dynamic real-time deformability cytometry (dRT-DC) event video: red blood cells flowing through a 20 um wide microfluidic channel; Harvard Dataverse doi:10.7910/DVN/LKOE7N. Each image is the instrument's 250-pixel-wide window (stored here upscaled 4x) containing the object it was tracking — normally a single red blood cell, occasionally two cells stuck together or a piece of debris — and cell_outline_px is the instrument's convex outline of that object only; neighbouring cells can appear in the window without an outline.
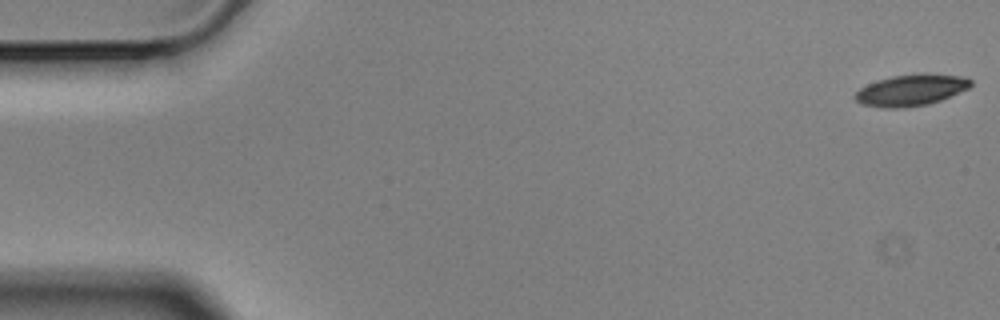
{"species": "Egyptian fruit bat (a non-hibernating species)", "species_latin": "Rousettus aegyptiacus", "temperature_condition": "cold", "stored_images_in_passage": 57, "camera_frame_rate_fps": 3000, "um_per_image_px": 0.085, "animal": {"sex": "male"}, "frame": {"image": 1, "passage_image": 1, "time_ms": 0.0, "image_size_px": [1000, 320], "cell_outline_px": [[972, 84], [968, 88], [940, 100], [928, 104], [896, 108], [884, 108], [860, 104], [852, 96], [860, 88], [868, 84], [892, 76], [924, 72], [960, 76], [972, 80]], "centroid_in_image_um": [77.42, 7.65], "position_along_channel_um": 7.6, "area_um2": 21.1}}
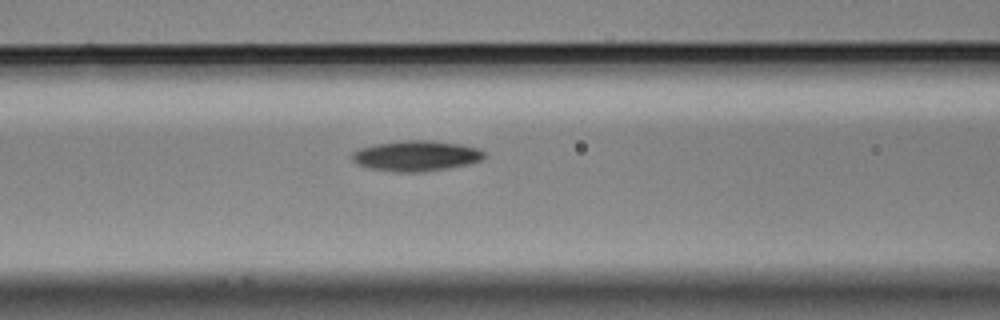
{"frame": {"image": 2, "passage_image": 23, "time_ms": 7.333, "image_size_px": [1000, 320], "cell_outline_px": [[484, 160], [468, 164], [448, 168], [424, 172], [396, 172], [368, 168], [356, 164], [352, 160], [352, 152], [360, 148], [376, 144], [404, 140], [428, 140], [460, 144], [476, 148], [484, 152]], "centroid_in_image_um": [35.36, 13.25], "position_along_channel_um": 131.2, "area_um2": 23.52}}
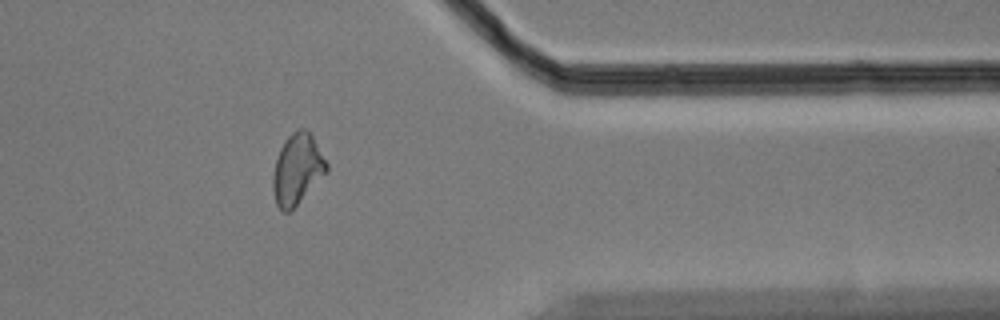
{"frame": {"image": 3, "passage_image": 46, "time_ms": 15.0, "image_size_px": [1000, 320], "cell_outline_px": [[328, 172], [288, 212], [284, 212], [276, 204], [272, 188], [272, 176], [276, 160], [280, 148], [284, 140], [296, 128], [304, 128], [312, 136], [328, 164]], "centroid_in_image_um": [25.25, 14.36], "position_along_channel_um": 386.1, "area_um2": 21.85}, "authors_computed_cell_mechanics": {"area_um2": 21.964, "velocity_mm_per_s": 3.5293, "shape_relaxation_time_tau1_ms": 4.5646, "shape_relaxation_time_tau2_ms": null, "deformation_change_tau1": 0.1416, "deformation_change_tau2": null}}